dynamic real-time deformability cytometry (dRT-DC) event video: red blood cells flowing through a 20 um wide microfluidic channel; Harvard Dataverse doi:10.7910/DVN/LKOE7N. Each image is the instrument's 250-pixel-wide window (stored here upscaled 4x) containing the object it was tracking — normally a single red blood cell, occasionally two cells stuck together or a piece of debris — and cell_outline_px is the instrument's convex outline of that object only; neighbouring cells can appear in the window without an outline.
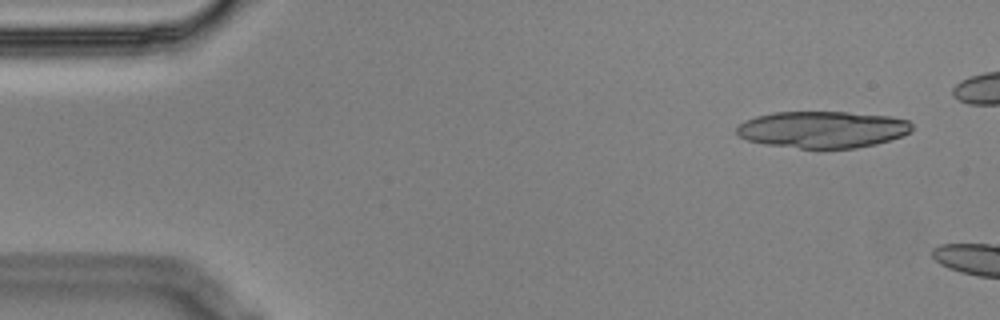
{"species": "Egyptian fruit bat (a non-hibernating species)", "species_latin": "Rousettus aegyptiacus", "temperature_condition": "cold", "stored_images_in_passage": 2, "camera_frame_rate_fps": 3000, "um_per_image_px": 0.085, "animal": {"sex": "male"}, "frame": {"image": 1, "passage_image": 1, "time_ms": 0.0, "image_size_px": [1000, 320], "cell_outline_px": [[912, 132], [876, 144], [856, 148], [800, 148], [764, 144], [748, 140], [740, 136], [736, 132], [736, 128], [744, 120], [756, 116], [776, 112], [848, 112], [892, 116], [908, 120], [912, 124]], "centroid_in_image_um": [69.93, 11.0], "position_along_channel_um": 15.1, "area_um2": 37.57}}